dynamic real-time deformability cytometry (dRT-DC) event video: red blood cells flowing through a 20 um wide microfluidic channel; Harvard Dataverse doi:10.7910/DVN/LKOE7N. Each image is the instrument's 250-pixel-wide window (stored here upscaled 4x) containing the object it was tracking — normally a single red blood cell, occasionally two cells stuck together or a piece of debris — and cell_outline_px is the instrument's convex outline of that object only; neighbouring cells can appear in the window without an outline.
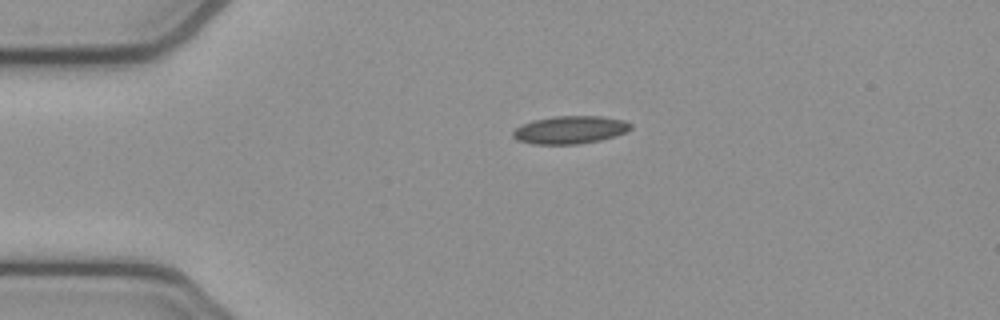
{"species": "common noctule bat (a hibernating species)", "species_latin": "Nyctalus noctula", "temperature_condition": "cold", "stored_images_in_passage": 2, "camera_frame_rate_fps": 3000, "um_per_image_px": 0.085, "animal": {"sex": "female", "body_mass_g": 21.9}, "frame": {"image": 1, "passage_image": 1, "time_ms": 0.0, "image_size_px": [1000, 320], "cell_outline_px": [[632, 128], [616, 136], [600, 140], [580, 144], [532, 144], [516, 140], [512, 136], [512, 132], [516, 128], [532, 120], [556, 116], [604, 116], [624, 120], [632, 124]], "centroid_in_image_um": [48.46, 11.04], "position_along_channel_um": 36.5, "area_um2": 19.19}}